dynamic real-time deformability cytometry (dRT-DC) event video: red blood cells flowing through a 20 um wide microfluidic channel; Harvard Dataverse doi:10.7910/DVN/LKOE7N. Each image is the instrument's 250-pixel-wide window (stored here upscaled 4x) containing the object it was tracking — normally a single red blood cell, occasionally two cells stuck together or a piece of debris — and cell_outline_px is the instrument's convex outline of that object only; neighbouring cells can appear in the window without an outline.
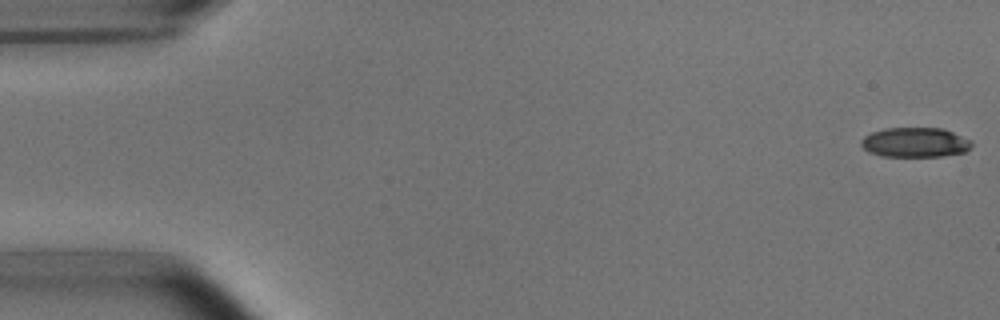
{"species": "common noctule bat (a hibernating species)", "species_latin": "Nyctalus noctula", "temperature_condition": "room temperature", "stored_images_in_passage": 53, "camera_frame_rate_fps": 3000, "um_per_image_px": 0.085, "animal": {"sex": "male", "body_mass_g": 15.6}, "frame": {"image": 1, "passage_image": 1, "time_ms": 0.0, "image_size_px": [1000, 320], "cell_outline_px": [[972, 144], [964, 152], [940, 156], [880, 156], [868, 152], [860, 144], [860, 140], [864, 136], [872, 132], [884, 128], [944, 128], [972, 140]], "centroid_in_image_um": [77.76, 12.09], "position_along_channel_um": 7.2, "area_um2": 19.19}}
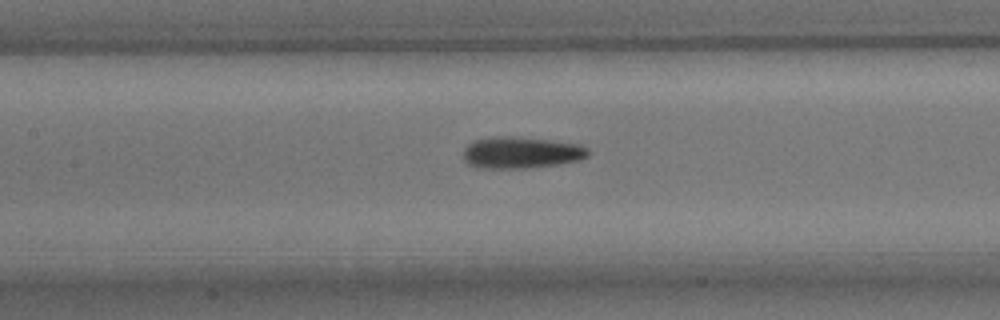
{"frame": {"image": 2, "passage_image": 24, "time_ms": 7.667, "image_size_px": [1000, 320], "cell_outline_px": [[588, 156], [580, 160], [560, 164], [528, 168], [476, 168], [468, 164], [464, 160], [464, 148], [468, 144], [476, 140], [492, 136], [512, 136], [548, 140], [580, 144], [588, 148]], "centroid_in_image_um": [44.29, 12.97], "position_along_channel_um": 163.1, "area_um2": 23.12}}
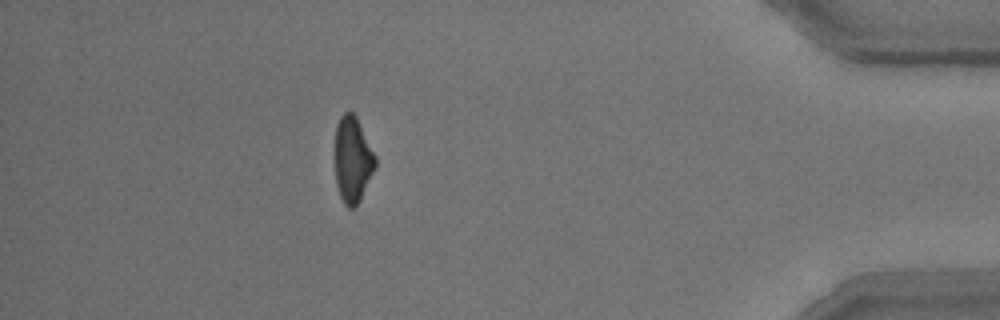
{"frame": {"image": 3, "passage_image": 47, "time_ms": 15.333, "image_size_px": [1000, 320], "cell_outline_px": [[376, 168], [360, 200], [352, 208], [348, 208], [344, 204], [340, 196], [336, 184], [332, 152], [336, 124], [340, 116], [344, 112], [352, 112], [356, 116], [376, 156]], "centroid_in_image_um": [29.92, 13.55], "position_along_channel_um": 405.3, "area_um2": 20.98}, "authors_computed_cell_mechanics": {"area_um2": 21.386, "velocity_mm_per_s": 3.7914, "shape_relaxation_time_tau1_ms": 5.0302, "shape_relaxation_time_tau2_ms": 4.6479, "deformation_change_tau1": 0.1682, "deformation_change_tau2": 0.143}}